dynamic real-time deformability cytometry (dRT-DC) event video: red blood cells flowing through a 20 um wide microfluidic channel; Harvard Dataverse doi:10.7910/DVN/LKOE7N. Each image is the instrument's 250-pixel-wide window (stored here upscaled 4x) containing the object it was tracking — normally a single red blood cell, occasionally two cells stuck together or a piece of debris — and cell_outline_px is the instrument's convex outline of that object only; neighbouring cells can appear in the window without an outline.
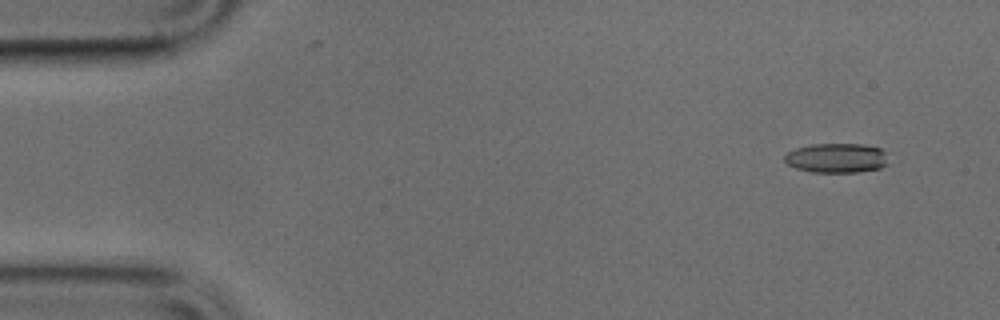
{"species": "common noctule bat (a hibernating species)", "species_latin": "Nyctalus noctula", "temperature_condition": "cold", "stored_images_in_passage": 10, "camera_frame_rate_fps": 3000, "um_per_image_px": 0.085, "animal": {"sex": "male", "body_mass_g": 17.9, "forearm_length_mm": 54.2}, "frame": {"image": 1, "passage_image": 1, "time_ms": 0.0, "image_size_px": [1000, 320], "cell_outline_px": [[888, 164], [880, 168], [856, 172], [812, 172], [796, 168], [788, 164], [784, 160], [784, 156], [788, 152], [796, 148], [812, 144], [860, 144], [880, 148], [884, 152]], "centroid_in_image_um": [71.1, 13.43], "position_along_channel_um": 13.9, "area_um2": 17.74}}
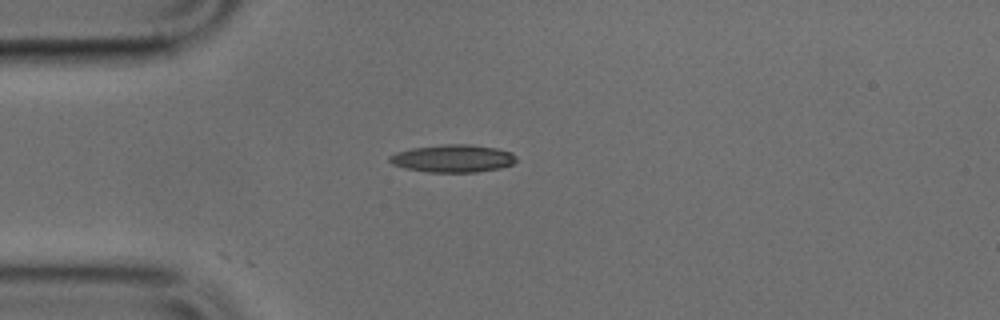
{"frame": {"image": 2, "passage_image": 10, "time_ms": 3.0, "image_size_px": [1000, 320], "cell_outline_px": [[516, 160], [512, 164], [500, 168], [476, 172], [428, 172], [404, 168], [392, 164], [388, 160], [388, 156], [396, 152], [412, 148], [444, 144], [468, 144], [496, 148], [512, 152], [516, 156]], "centroid_in_image_um": [38.48, 13.47], "position_along_channel_um": 46.5, "area_um2": 20.46}}